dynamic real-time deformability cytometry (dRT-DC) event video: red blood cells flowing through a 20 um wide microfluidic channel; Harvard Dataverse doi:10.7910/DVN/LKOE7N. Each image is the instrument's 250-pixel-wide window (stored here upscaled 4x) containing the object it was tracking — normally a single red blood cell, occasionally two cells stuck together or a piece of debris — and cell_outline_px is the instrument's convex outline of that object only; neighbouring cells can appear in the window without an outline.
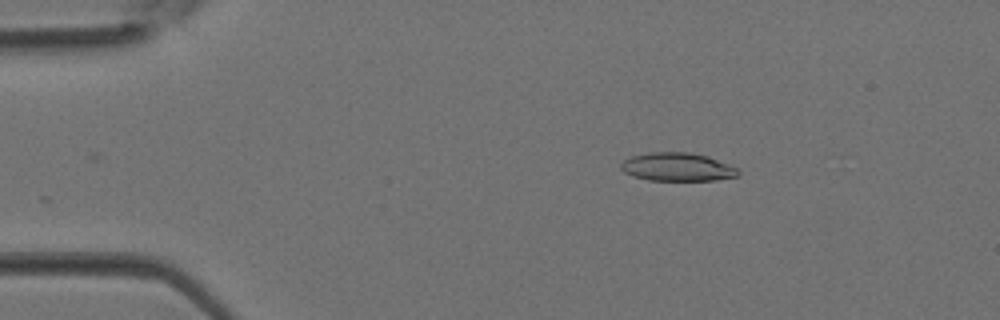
{"species": "Egyptian fruit bat (a non-hibernating species)", "species_latin": "Rousettus aegyptiacus", "temperature_condition": "room temperature", "stored_images_in_passage": 19, "camera_frame_rate_fps": 3000, "um_per_image_px": 0.085, "animal": {"sex": "female"}, "frame": {"image": 1, "passage_image": 6, "time_ms": 1.667, "image_size_px": [1000, 320], "cell_outline_px": [[740, 176], [716, 180], [648, 180], [632, 176], [624, 172], [620, 168], [620, 164], [624, 160], [632, 156], [652, 152], [688, 152], [708, 156], [728, 164], [736, 168], [740, 172]], "centroid_in_image_um": [57.58, 14.2], "position_along_channel_um": 27.4, "area_um2": 19.36}}
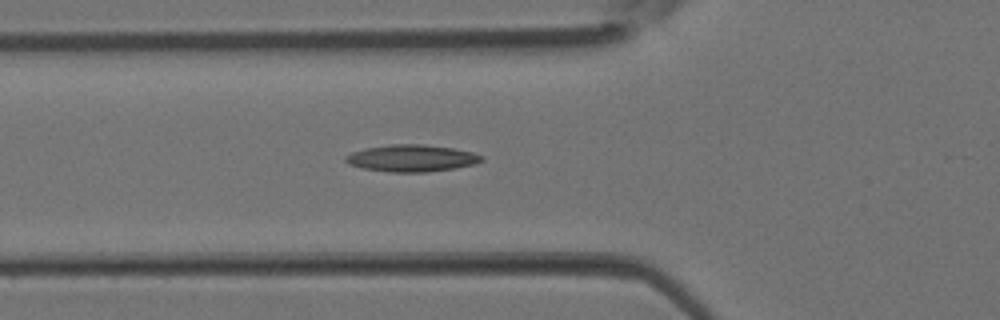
{"frame": {"image": 2, "passage_image": 13, "time_ms": 4.0, "image_size_px": [1000, 320], "cell_outline_px": [[484, 160], [476, 164], [456, 168], [428, 172], [388, 172], [364, 168], [348, 164], [344, 160], [344, 156], [352, 152], [364, 148], [392, 144], [424, 144], [452, 148], [472, 152], [484, 156]], "centroid_in_image_um": [35.0, 13.45], "position_along_channel_um": 90.8, "area_um2": 21.5}}
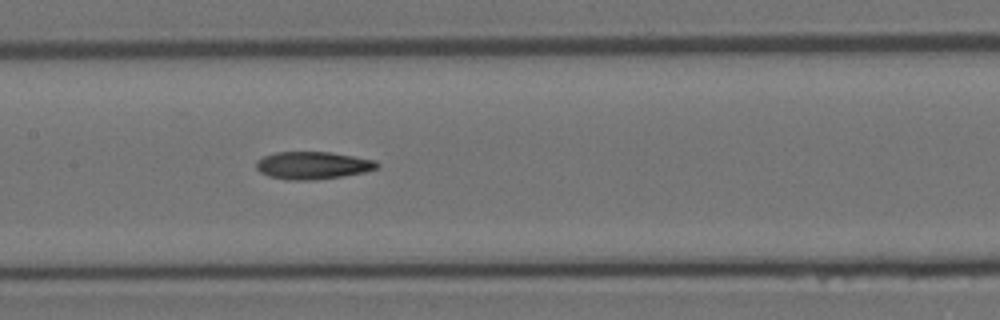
{"frame": {"image": 3, "passage_image": 18, "time_ms": 5.667, "image_size_px": [1000, 320], "cell_outline_px": [[380, 164], [376, 168], [364, 172], [340, 176], [312, 180], [288, 180], [268, 176], [260, 172], [256, 168], [256, 160], [264, 156], [276, 152], [332, 152], [376, 160]], "centroid_in_image_um": [26.56, 14.05], "position_along_channel_um": 180.8, "area_um2": 19.36}}